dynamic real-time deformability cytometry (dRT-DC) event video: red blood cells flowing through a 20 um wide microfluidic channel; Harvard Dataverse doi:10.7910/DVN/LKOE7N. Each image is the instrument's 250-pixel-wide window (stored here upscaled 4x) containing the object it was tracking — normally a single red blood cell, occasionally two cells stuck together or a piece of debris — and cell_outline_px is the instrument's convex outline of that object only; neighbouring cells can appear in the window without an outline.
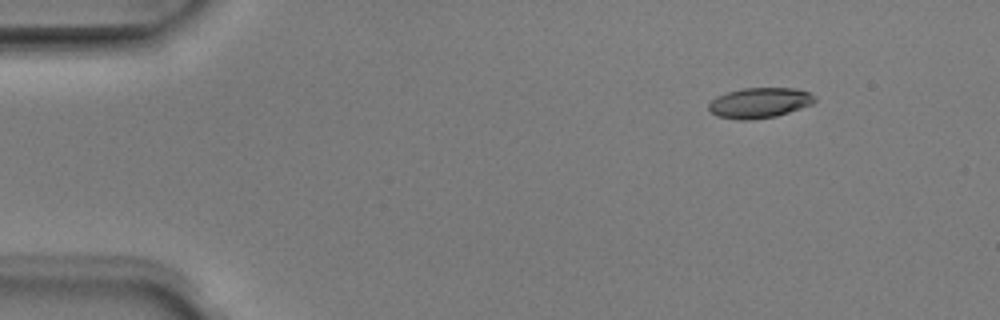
{"species": "Egyptian fruit bat (a non-hibernating species)", "species_latin": "Rousettus aegyptiacus", "temperature_condition": "room temperature", "stored_images_in_passage": 6, "camera_frame_rate_fps": 3000, "um_per_image_px": 0.085, "animal": {"sex": "male"}, "frame": {"image": 1, "passage_image": 2, "time_ms": 0.333, "image_size_px": [1000, 320], "cell_outline_px": [[816, 100], [812, 104], [776, 116], [752, 120], [740, 120], [716, 116], [708, 108], [708, 104], [716, 96], [728, 92], [744, 88], [796, 88], [812, 92], [816, 96]], "centroid_in_image_um": [64.58, 8.73], "position_along_channel_um": 20.4, "area_um2": 18.84}}
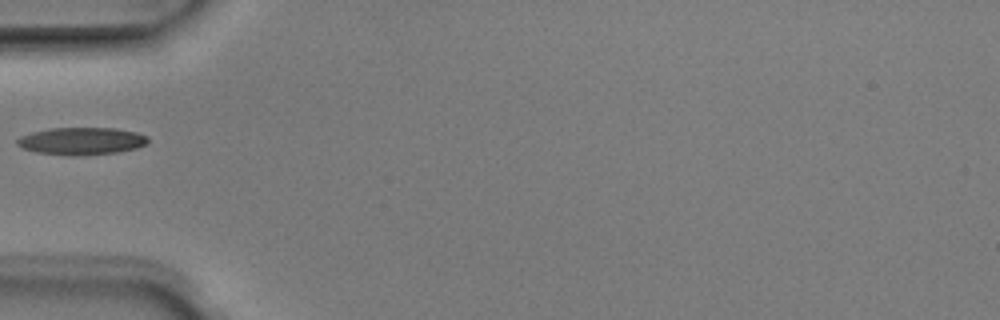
{"frame": {"image": 2, "passage_image": 5, "time_ms": 1.333, "image_size_px": [1000, 320], "cell_outline_px": [[148, 140], [144, 144], [136, 148], [116, 152], [80, 156], [64, 156], [36, 152], [24, 148], [16, 144], [16, 140], [20, 136], [32, 132], [48, 128], [116, 128], [136, 132], [148, 136]], "centroid_in_image_um": [6.89, 11.99], "position_along_channel_um": 78.1, "area_um2": 20.98}}
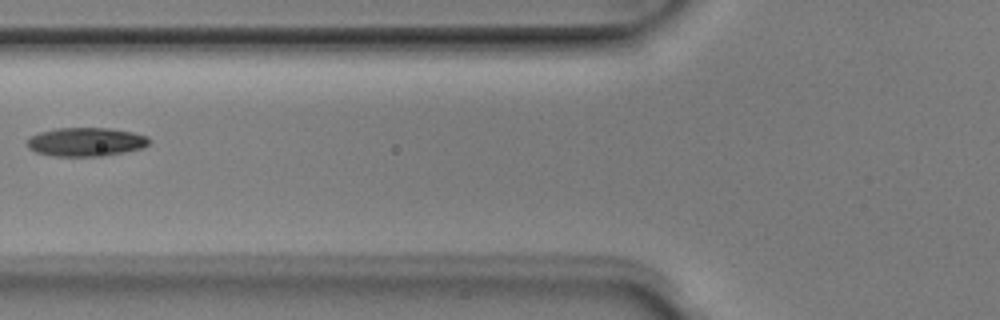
{"frame": {"image": 3, "passage_image": 6, "time_ms": 1.667, "image_size_px": [1000, 320], "cell_outline_px": [[152, 140], [144, 148], [104, 156], [52, 156], [36, 152], [28, 148], [28, 140], [32, 136], [40, 132], [56, 128], [108, 128], [132, 132], [148, 136]], "centroid_in_image_um": [7.34, 12.06], "position_along_channel_um": 118.5, "area_um2": 20.46}}